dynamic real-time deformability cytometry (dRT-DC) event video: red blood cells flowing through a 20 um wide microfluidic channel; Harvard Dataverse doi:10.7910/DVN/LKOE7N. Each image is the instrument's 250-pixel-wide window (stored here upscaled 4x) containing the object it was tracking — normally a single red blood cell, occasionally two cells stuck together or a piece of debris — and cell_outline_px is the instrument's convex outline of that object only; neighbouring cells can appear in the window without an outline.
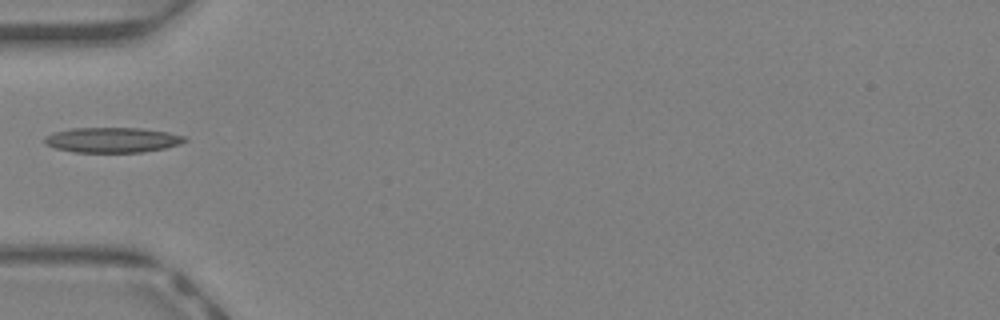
{"species": "Egyptian fruit bat (a non-hibernating species)", "species_latin": "Rousettus aegyptiacus", "temperature_condition": "warm", "stored_images_in_passage": 26, "camera_frame_rate_fps": 3000, "um_per_image_px": 0.085, "animal": {"sex": "female"}, "frame": {"image": 1, "passage_image": 1, "time_ms": 0.0, "image_size_px": [1000, 320], "cell_outline_px": [[188, 140], [180, 144], [164, 148], [140, 152], [72, 152], [56, 148], [48, 144], [44, 140], [44, 136], [56, 132], [72, 128], [140, 128], [168, 132], [184, 136]], "centroid_in_image_um": [9.57, 11.89], "position_along_channel_um": 75.4, "area_um2": 20.35}}